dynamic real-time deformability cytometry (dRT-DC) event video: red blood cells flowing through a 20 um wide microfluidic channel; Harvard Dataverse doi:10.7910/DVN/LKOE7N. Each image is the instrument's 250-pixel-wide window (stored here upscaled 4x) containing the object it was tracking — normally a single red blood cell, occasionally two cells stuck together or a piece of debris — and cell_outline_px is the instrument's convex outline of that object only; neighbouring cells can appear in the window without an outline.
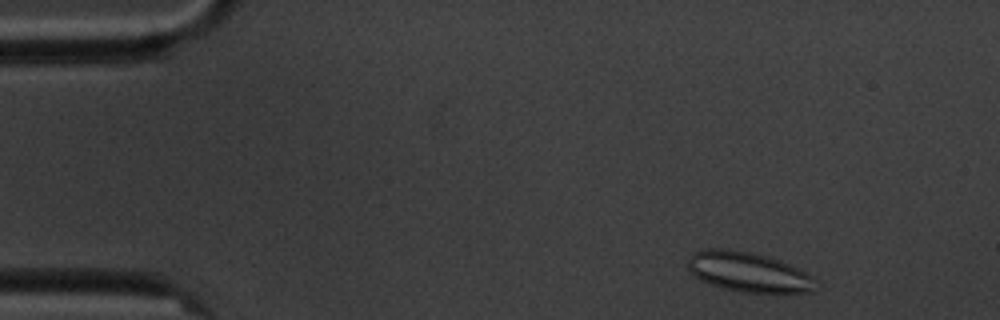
{"species": "common noctule bat (a hibernating species)", "species_latin": "Nyctalus noctula", "temperature_condition": "cold", "stored_images_in_passage": 5, "camera_frame_rate_fps": 3000, "um_per_image_px": 0.085, "animal": {"sex": "male", "body_mass_g": 20.1, "forearm_length_mm": 53.5}, "frame": {"image": 1, "passage_image": 1, "time_ms": 0.0, "image_size_px": [1000, 320], "cell_outline_px": [[820, 284], [812, 292], [780, 296], [744, 292], [724, 288], [700, 280], [692, 276], [688, 268], [688, 260], [692, 252], [708, 248], [728, 248], [768, 256], [800, 268], [812, 276]], "centroid_in_image_um": [63.71, 23.17], "position_along_channel_um": 21.3, "area_um2": 30.87}}
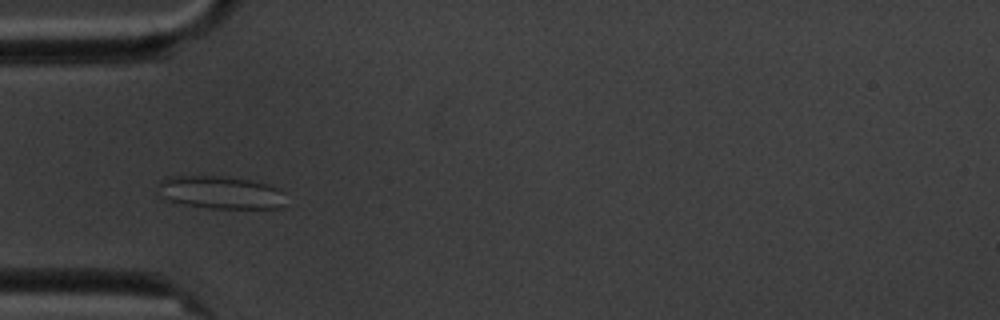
{"frame": {"image": 2, "passage_image": 4, "time_ms": 3.667, "image_size_px": [1000, 320], "cell_outline_px": [[284, 204], [280, 208], [212, 208], [184, 204], [168, 200], [160, 196], [156, 184], [160, 180], [168, 176], [224, 176], [248, 180], [268, 184], [280, 188], [284, 192]], "centroid_in_image_um": [18.73, 16.35], "position_along_channel_um": 66.3, "area_um2": 24.57}}
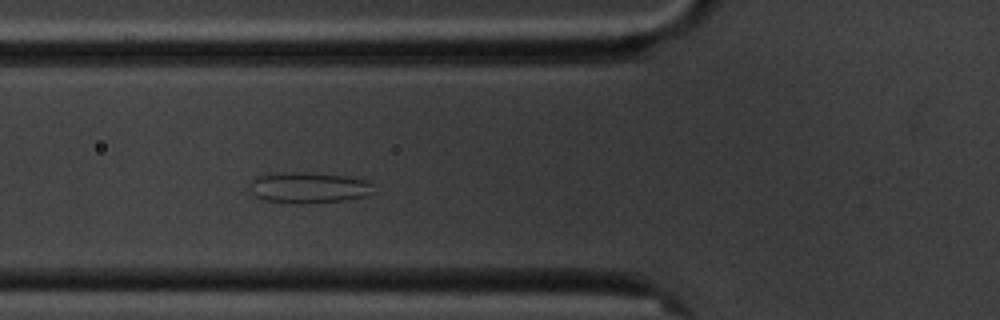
{"frame": {"image": 3, "passage_image": 5, "time_ms": 4.667, "image_size_px": [1000, 320], "cell_outline_px": [[376, 192], [364, 196], [344, 200], [304, 204], [292, 204], [264, 200], [256, 196], [252, 192], [248, 180], [256, 176], [280, 172], [304, 172], [348, 176], [368, 180], [372, 184]], "centroid_in_image_um": [26.23, 15.95], "position_along_channel_um": 99.6, "area_um2": 22.77}}